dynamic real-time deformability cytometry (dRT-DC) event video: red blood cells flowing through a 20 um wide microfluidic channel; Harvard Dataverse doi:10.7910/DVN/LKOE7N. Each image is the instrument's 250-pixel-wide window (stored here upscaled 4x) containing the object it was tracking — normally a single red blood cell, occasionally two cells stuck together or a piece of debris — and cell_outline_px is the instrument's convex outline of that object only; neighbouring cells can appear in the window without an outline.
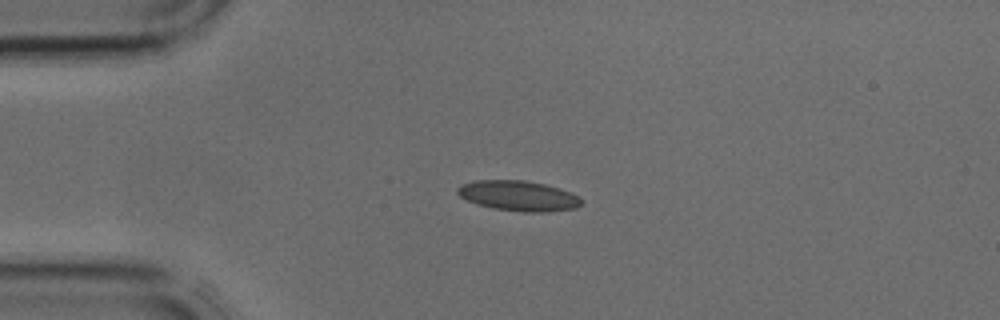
{"species": "common noctule bat (a hibernating species)", "species_latin": "Nyctalus noctula", "temperature_condition": "cold", "stored_images_in_passage": 2, "camera_frame_rate_fps": 3000, "um_per_image_px": 0.085, "animal": {"sex": "male", "body_mass_g": 17.9, "forearm_length_mm": 54.2}, "frame": {"image": 1, "passage_image": 2, "time_ms": 0.333, "image_size_px": [1000, 320], "cell_outline_px": [[584, 204], [576, 208], [544, 212], [524, 212], [492, 208], [476, 204], [460, 196], [456, 192], [456, 188], [460, 184], [476, 180], [524, 180], [544, 184], [560, 188], [572, 192], [580, 196], [584, 200]], "centroid_in_image_um": [44.1, 16.64], "position_along_channel_um": 40.9, "area_um2": 22.14}}